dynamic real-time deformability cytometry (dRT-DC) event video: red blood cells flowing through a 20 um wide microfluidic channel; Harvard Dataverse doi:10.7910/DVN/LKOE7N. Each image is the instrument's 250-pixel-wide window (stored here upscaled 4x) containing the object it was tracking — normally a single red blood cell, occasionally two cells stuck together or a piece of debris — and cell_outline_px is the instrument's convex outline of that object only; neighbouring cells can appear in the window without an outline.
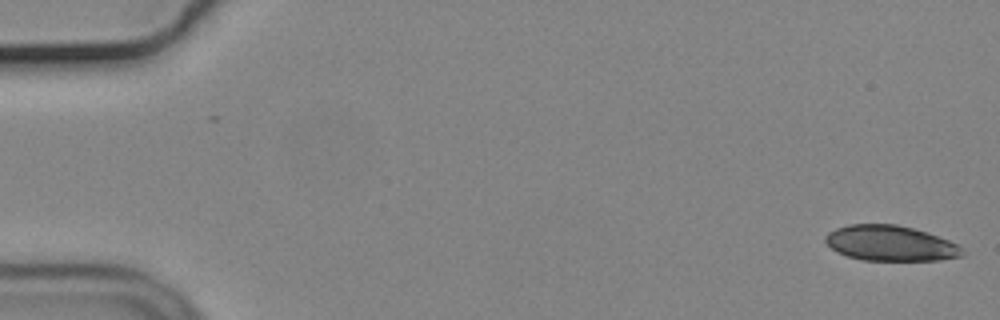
{"species": "common noctule bat (a hibernating species)", "species_latin": "Nyctalus noctula", "temperature_condition": "cold", "stored_images_in_passage": 52, "camera_frame_rate_fps": 3000, "um_per_image_px": 0.085, "animal": {"sex": "male", "body_mass_g": 19.2, "forearm_length_mm": 51.8}, "frame": {"image": 1, "passage_image": 1, "time_ms": 0.0, "image_size_px": [1000, 320], "cell_outline_px": [[964, 256], [940, 260], [864, 260], [848, 256], [836, 252], [824, 240], [824, 236], [828, 232], [836, 228], [848, 224], [896, 224], [928, 232], [948, 240], [956, 244], [964, 252]], "centroid_in_image_um": [75.67, 20.67], "position_along_channel_um": 9.3, "area_um2": 28.21}}